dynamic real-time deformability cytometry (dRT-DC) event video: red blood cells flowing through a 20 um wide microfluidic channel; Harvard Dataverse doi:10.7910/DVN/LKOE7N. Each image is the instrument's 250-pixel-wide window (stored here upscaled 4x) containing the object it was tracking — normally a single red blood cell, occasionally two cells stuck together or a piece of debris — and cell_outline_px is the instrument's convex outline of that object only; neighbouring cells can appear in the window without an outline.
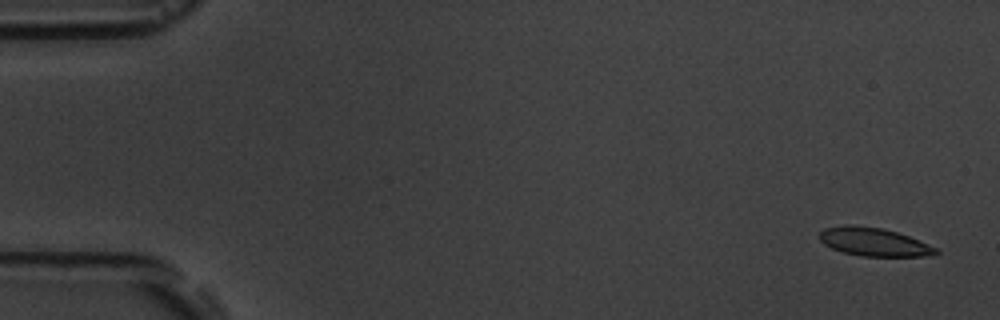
{"species": "common noctule bat (a hibernating species)", "species_latin": "Nyctalus noctula", "temperature_condition": "room temperature", "stored_images_in_passage": 5, "camera_frame_rate_fps": 3000, "um_per_image_px": 0.085, "animal": {"sex": "male", "body_mass_g": 19.5, "forearm_length_mm": 54.6}, "frame": {"image": 1, "passage_image": 1, "time_ms": 0.0, "image_size_px": [1000, 320], "cell_outline_px": [[940, 252], [924, 256], [860, 256], [844, 252], [832, 248], [824, 244], [820, 240], [820, 232], [824, 228], [844, 224], [852, 224], [880, 228], [896, 232], [908, 236], [936, 248]], "centroid_in_image_um": [74.22, 20.55], "position_along_channel_um": 10.8, "area_um2": 18.96}}
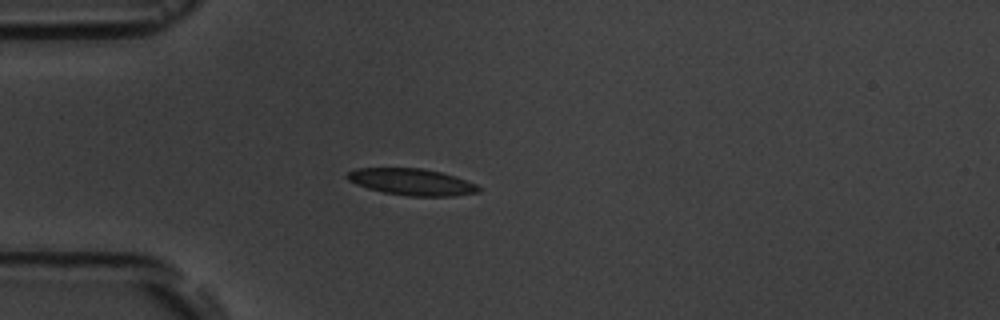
{"frame": {"image": 2, "passage_image": 5, "time_ms": 4.333, "image_size_px": [1000, 320], "cell_outline_px": [[480, 192], [452, 196], [408, 196], [384, 192], [368, 188], [356, 184], [348, 180], [344, 176], [348, 172], [356, 168], [420, 168], [440, 172], [476, 184], [480, 188]], "centroid_in_image_um": [34.96, 15.46], "position_along_channel_um": 50.0, "area_um2": 20.17}}